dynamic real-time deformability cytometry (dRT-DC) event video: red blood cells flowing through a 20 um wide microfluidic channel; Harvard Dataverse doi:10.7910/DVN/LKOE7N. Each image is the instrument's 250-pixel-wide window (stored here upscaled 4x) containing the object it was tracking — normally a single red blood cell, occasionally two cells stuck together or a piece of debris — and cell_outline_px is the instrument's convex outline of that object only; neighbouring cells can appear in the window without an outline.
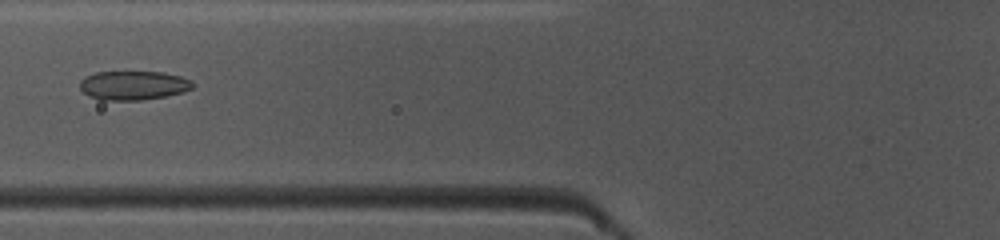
{"species": "common noctule bat (a hibernating species)", "species_latin": "Nyctalus noctula", "temperature_condition": "warm", "stored_images_in_passage": 32, "camera_frame_rate_fps": 3000, "um_per_image_px": 0.085, "animal": {"sex": "female", "body_mass_g": 10.0, "forearm_length_mm": 53.1}, "frame": {"image": 1, "passage_image": 5, "time_ms": 1.333, "image_size_px": [1000, 240], "cell_outline_px": [[192, 88], [184, 92], [144, 100], [100, 100], [84, 92], [80, 88], [80, 80], [84, 76], [96, 72], [164, 72], [180, 76], [192, 80]], "centroid_in_image_um": [11.33, 7.25], "position_along_channel_um": 114.5, "area_um2": 19.07}}
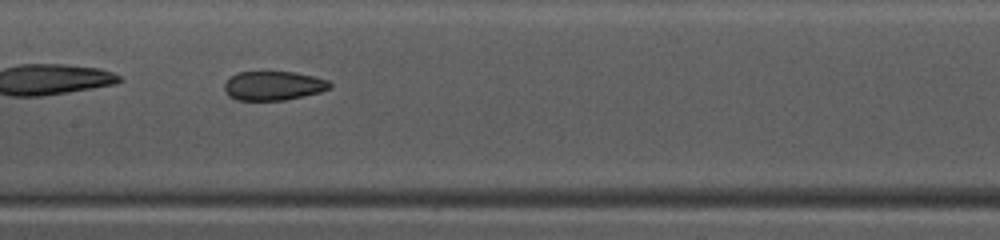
{"frame": {"image": 2, "passage_image": 10, "time_ms": 3.0, "image_size_px": [1000, 240], "cell_outline_px": [[332, 88], [320, 92], [284, 100], [236, 100], [228, 96], [224, 88], [224, 84], [236, 72], [296, 72], [328, 80], [332, 84]], "centroid_in_image_um": [23.24, 7.29], "position_along_channel_um": 184.2, "area_um2": 17.86}}
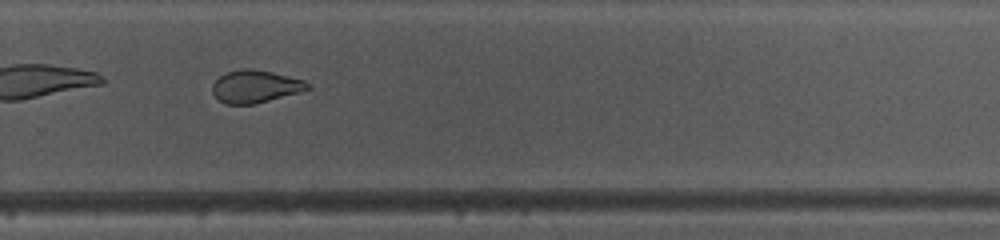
{"frame": {"image": 3, "passage_image": 19, "time_ms": 6.0, "image_size_px": [1000, 240], "cell_outline_px": [[312, 88], [300, 92], [252, 104], [224, 104], [212, 92], [212, 84], [220, 76], [228, 72], [244, 68], [252, 68], [272, 72], [304, 80]], "centroid_in_image_um": [21.7, 7.34], "position_along_channel_um": 308.1, "area_um2": 17.86}, "authors_computed_cell_mechanics": {"area_um2": 19.0162, "velocity_mm_per_s": 4.1521, "shape_relaxation_time_tau1_ms": null, "shape_relaxation_time_tau2_ms": 1.3718, "deformation_change_tau1": null, "deformation_change_tau2": 0.0695}}